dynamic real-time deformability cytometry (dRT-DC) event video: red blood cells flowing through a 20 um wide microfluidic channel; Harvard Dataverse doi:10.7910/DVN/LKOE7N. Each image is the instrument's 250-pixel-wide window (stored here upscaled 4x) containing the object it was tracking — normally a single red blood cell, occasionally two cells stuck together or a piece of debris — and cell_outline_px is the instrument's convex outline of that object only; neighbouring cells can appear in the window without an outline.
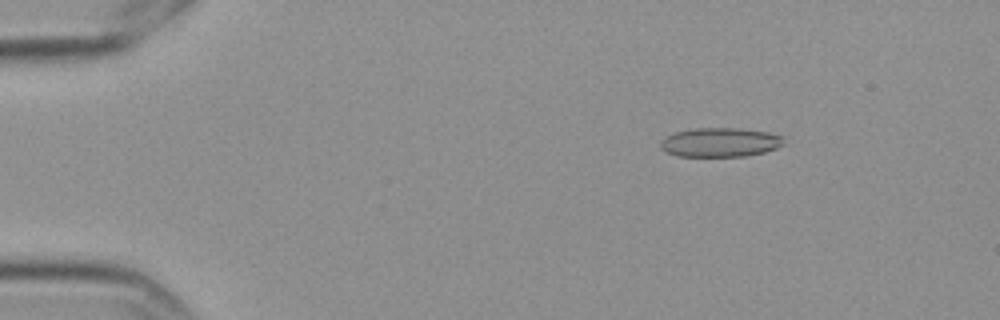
{"species": "Egyptian fruit bat (a non-hibernating species)", "species_latin": "Rousettus aegyptiacus", "temperature_condition": "cold", "stored_images_in_passage": 9, "camera_frame_rate_fps": 3000, "um_per_image_px": 0.085, "frame": {"image": 1, "passage_image": 3, "time_ms": 0.667, "image_size_px": [1000, 320], "cell_outline_px": [[784, 144], [776, 148], [764, 152], [748, 156], [676, 156], [664, 152], [660, 148], [660, 144], [668, 136], [676, 132], [696, 128], [740, 128], [768, 132], [784, 136]], "centroid_in_image_um": [61.24, 12.1], "position_along_channel_um": 23.8, "area_um2": 20.98}}
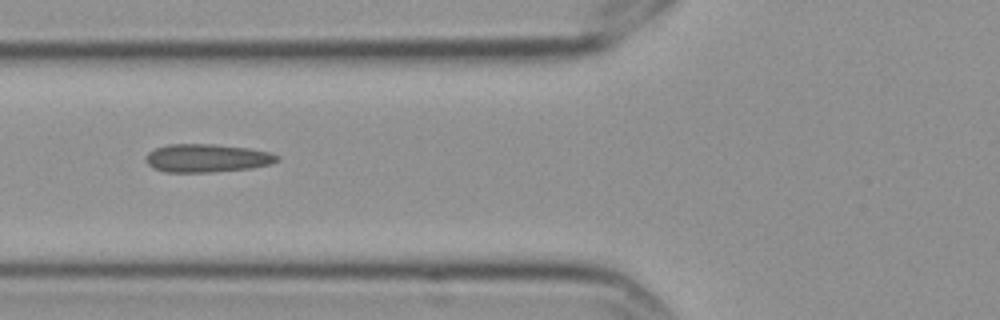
{"frame": {"image": 2, "passage_image": 7, "time_ms": 2.0, "image_size_px": [1000, 320], "cell_outline_px": [[280, 160], [268, 164], [252, 168], [208, 172], [164, 172], [152, 168], [144, 160], [144, 156], [148, 152], [156, 148], [168, 144], [212, 144], [248, 148], [268, 152], [280, 156]], "centroid_in_image_um": [17.54, 13.44], "position_along_channel_um": 108.3, "area_um2": 21.62}}
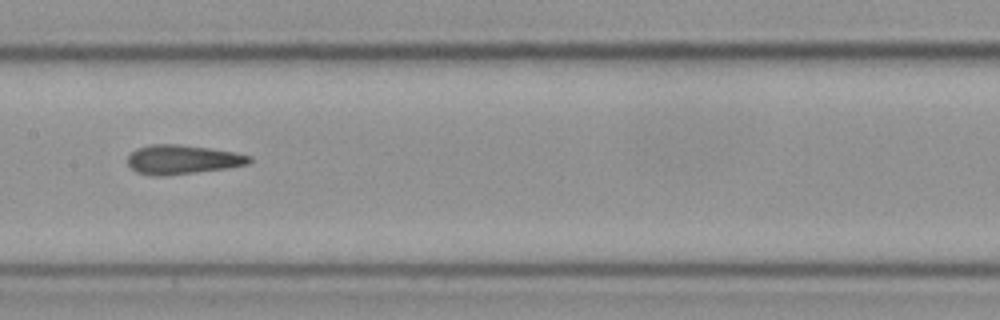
{"frame": {"image": 3, "passage_image": 9, "time_ms": 2.667, "image_size_px": [1000, 320], "cell_outline_px": [[252, 160], [248, 164], [228, 168], [164, 176], [156, 176], [136, 172], [128, 164], [128, 156], [136, 148], [152, 144], [176, 144], [208, 148], [236, 152], [252, 156]], "centroid_in_image_um": [15.52, 13.56], "position_along_channel_um": 191.9, "area_um2": 20.69}}